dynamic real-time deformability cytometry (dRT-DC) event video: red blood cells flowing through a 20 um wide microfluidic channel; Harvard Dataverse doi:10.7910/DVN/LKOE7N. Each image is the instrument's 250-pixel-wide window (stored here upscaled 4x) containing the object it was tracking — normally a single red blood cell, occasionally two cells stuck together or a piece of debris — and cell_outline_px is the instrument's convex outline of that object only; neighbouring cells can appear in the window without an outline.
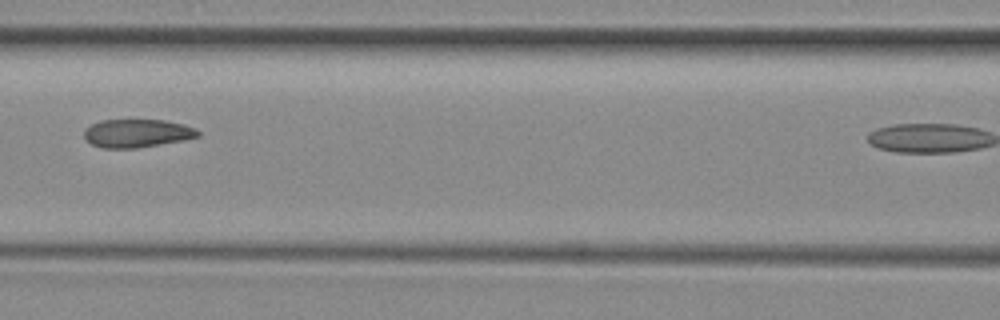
{"species": "common noctule bat (a hibernating species)", "species_latin": "Nyctalus noctula", "temperature_condition": "room temperature", "stored_images_in_passage": 6, "segment_of_instrument_passage": [1, 2], "camera_frame_rate_fps": 3000, "um_per_image_px": 0.085, "animal": {"sex": "female", "body_mass_g": 29.2, "forearm_length_mm": 56.3}, "frame": {"image": 1, "passage_image": 4, "time_ms": 3.333, "image_size_px": [1000, 320], "cell_outline_px": [[200, 136], [184, 140], [136, 148], [100, 148], [92, 144], [84, 136], [84, 128], [100, 120], [164, 120], [184, 124], [196, 128], [200, 132]], "centroid_in_image_um": [11.66, 11.32], "position_along_channel_um": 154.9, "area_um2": 18.79}}
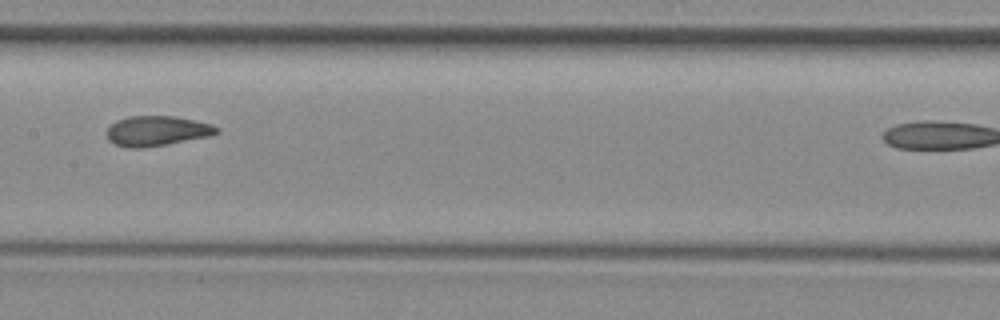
{"frame": {"image": 2, "passage_image": 5, "time_ms": 4.333, "image_size_px": [1000, 320], "cell_outline_px": [[220, 132], [208, 136], [168, 144], [144, 148], [128, 148], [116, 144], [108, 140], [108, 128], [116, 120], [128, 116], [176, 116], [212, 124], [220, 128]], "centroid_in_image_um": [13.35, 11.12], "position_along_channel_um": 194.0, "area_um2": 19.25}}